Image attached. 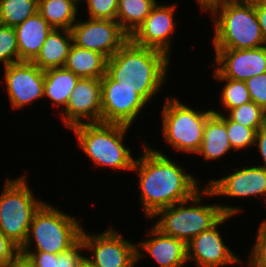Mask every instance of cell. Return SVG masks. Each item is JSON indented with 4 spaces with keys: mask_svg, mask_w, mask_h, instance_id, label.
<instances>
[{
    "mask_svg": "<svg viewBox=\"0 0 266 267\" xmlns=\"http://www.w3.org/2000/svg\"><path fill=\"white\" fill-rule=\"evenodd\" d=\"M86 3L90 19L116 20L119 0H80Z\"/></svg>",
    "mask_w": 266,
    "mask_h": 267,
    "instance_id": "31",
    "label": "cell"
},
{
    "mask_svg": "<svg viewBox=\"0 0 266 267\" xmlns=\"http://www.w3.org/2000/svg\"><path fill=\"white\" fill-rule=\"evenodd\" d=\"M64 67L80 78L101 79L106 74L107 58L72 44Z\"/></svg>",
    "mask_w": 266,
    "mask_h": 267,
    "instance_id": "23",
    "label": "cell"
},
{
    "mask_svg": "<svg viewBox=\"0 0 266 267\" xmlns=\"http://www.w3.org/2000/svg\"><path fill=\"white\" fill-rule=\"evenodd\" d=\"M27 177L6 178L0 193V229L19 248L26 242L34 214L45 203L33 195Z\"/></svg>",
    "mask_w": 266,
    "mask_h": 267,
    "instance_id": "7",
    "label": "cell"
},
{
    "mask_svg": "<svg viewBox=\"0 0 266 267\" xmlns=\"http://www.w3.org/2000/svg\"><path fill=\"white\" fill-rule=\"evenodd\" d=\"M251 100L266 109V72L245 81Z\"/></svg>",
    "mask_w": 266,
    "mask_h": 267,
    "instance_id": "32",
    "label": "cell"
},
{
    "mask_svg": "<svg viewBox=\"0 0 266 267\" xmlns=\"http://www.w3.org/2000/svg\"><path fill=\"white\" fill-rule=\"evenodd\" d=\"M176 9L177 3L166 5L157 2L129 39L138 46L156 49L171 57L172 36L177 28L174 15Z\"/></svg>",
    "mask_w": 266,
    "mask_h": 267,
    "instance_id": "14",
    "label": "cell"
},
{
    "mask_svg": "<svg viewBox=\"0 0 266 267\" xmlns=\"http://www.w3.org/2000/svg\"><path fill=\"white\" fill-rule=\"evenodd\" d=\"M215 79L218 80L221 83L223 82L224 85L221 86L222 91L220 92V101L221 106L223 109L220 112L217 111V109H213L212 111L216 114H226L230 109H233L235 107L241 106L243 104L249 103L251 100L249 91L246 87V84L244 81L239 80H233L230 78H224L222 77L215 69L212 73Z\"/></svg>",
    "mask_w": 266,
    "mask_h": 267,
    "instance_id": "26",
    "label": "cell"
},
{
    "mask_svg": "<svg viewBox=\"0 0 266 267\" xmlns=\"http://www.w3.org/2000/svg\"><path fill=\"white\" fill-rule=\"evenodd\" d=\"M29 257L35 267H58V254L43 251H20Z\"/></svg>",
    "mask_w": 266,
    "mask_h": 267,
    "instance_id": "35",
    "label": "cell"
},
{
    "mask_svg": "<svg viewBox=\"0 0 266 267\" xmlns=\"http://www.w3.org/2000/svg\"><path fill=\"white\" fill-rule=\"evenodd\" d=\"M101 122L133 126L149 104L132 88L120 86L107 73L101 78Z\"/></svg>",
    "mask_w": 266,
    "mask_h": 267,
    "instance_id": "10",
    "label": "cell"
},
{
    "mask_svg": "<svg viewBox=\"0 0 266 267\" xmlns=\"http://www.w3.org/2000/svg\"><path fill=\"white\" fill-rule=\"evenodd\" d=\"M161 110V134L167 145L179 153L195 154L199 151L205 122L213 109L195 110L179 98L166 96Z\"/></svg>",
    "mask_w": 266,
    "mask_h": 267,
    "instance_id": "8",
    "label": "cell"
},
{
    "mask_svg": "<svg viewBox=\"0 0 266 267\" xmlns=\"http://www.w3.org/2000/svg\"><path fill=\"white\" fill-rule=\"evenodd\" d=\"M1 80L8 93L12 110H23L27 105L44 98V70L32 62L21 61L3 67Z\"/></svg>",
    "mask_w": 266,
    "mask_h": 267,
    "instance_id": "11",
    "label": "cell"
},
{
    "mask_svg": "<svg viewBox=\"0 0 266 267\" xmlns=\"http://www.w3.org/2000/svg\"><path fill=\"white\" fill-rule=\"evenodd\" d=\"M214 66L222 77L246 81L266 72V45L253 49H214Z\"/></svg>",
    "mask_w": 266,
    "mask_h": 267,
    "instance_id": "17",
    "label": "cell"
},
{
    "mask_svg": "<svg viewBox=\"0 0 266 267\" xmlns=\"http://www.w3.org/2000/svg\"><path fill=\"white\" fill-rule=\"evenodd\" d=\"M79 79L80 77L65 67L44 70V98L59 108L60 113L66 107Z\"/></svg>",
    "mask_w": 266,
    "mask_h": 267,
    "instance_id": "22",
    "label": "cell"
},
{
    "mask_svg": "<svg viewBox=\"0 0 266 267\" xmlns=\"http://www.w3.org/2000/svg\"><path fill=\"white\" fill-rule=\"evenodd\" d=\"M80 0H38V13L54 29L70 30L78 20Z\"/></svg>",
    "mask_w": 266,
    "mask_h": 267,
    "instance_id": "24",
    "label": "cell"
},
{
    "mask_svg": "<svg viewBox=\"0 0 266 267\" xmlns=\"http://www.w3.org/2000/svg\"><path fill=\"white\" fill-rule=\"evenodd\" d=\"M148 230L149 237L136 245L137 263L144 256H150L159 267H186L187 244L184 241L163 234L154 225Z\"/></svg>",
    "mask_w": 266,
    "mask_h": 267,
    "instance_id": "18",
    "label": "cell"
},
{
    "mask_svg": "<svg viewBox=\"0 0 266 267\" xmlns=\"http://www.w3.org/2000/svg\"><path fill=\"white\" fill-rule=\"evenodd\" d=\"M84 244L80 239L73 247L69 250L58 254V267H77L80 260L85 256Z\"/></svg>",
    "mask_w": 266,
    "mask_h": 267,
    "instance_id": "33",
    "label": "cell"
},
{
    "mask_svg": "<svg viewBox=\"0 0 266 267\" xmlns=\"http://www.w3.org/2000/svg\"><path fill=\"white\" fill-rule=\"evenodd\" d=\"M19 252L20 248L0 229V267L6 266Z\"/></svg>",
    "mask_w": 266,
    "mask_h": 267,
    "instance_id": "34",
    "label": "cell"
},
{
    "mask_svg": "<svg viewBox=\"0 0 266 267\" xmlns=\"http://www.w3.org/2000/svg\"><path fill=\"white\" fill-rule=\"evenodd\" d=\"M225 124L230 145L234 151L240 152L241 149L255 147V135L257 132L255 129L247 128L237 122H233L226 115Z\"/></svg>",
    "mask_w": 266,
    "mask_h": 267,
    "instance_id": "29",
    "label": "cell"
},
{
    "mask_svg": "<svg viewBox=\"0 0 266 267\" xmlns=\"http://www.w3.org/2000/svg\"><path fill=\"white\" fill-rule=\"evenodd\" d=\"M72 44L71 30L53 28L31 62L42 70L64 67Z\"/></svg>",
    "mask_w": 266,
    "mask_h": 267,
    "instance_id": "21",
    "label": "cell"
},
{
    "mask_svg": "<svg viewBox=\"0 0 266 267\" xmlns=\"http://www.w3.org/2000/svg\"><path fill=\"white\" fill-rule=\"evenodd\" d=\"M264 109L253 101L230 109L225 115L233 122L258 131L264 126Z\"/></svg>",
    "mask_w": 266,
    "mask_h": 267,
    "instance_id": "28",
    "label": "cell"
},
{
    "mask_svg": "<svg viewBox=\"0 0 266 267\" xmlns=\"http://www.w3.org/2000/svg\"><path fill=\"white\" fill-rule=\"evenodd\" d=\"M4 267H35L28 256L18 253L6 266Z\"/></svg>",
    "mask_w": 266,
    "mask_h": 267,
    "instance_id": "39",
    "label": "cell"
},
{
    "mask_svg": "<svg viewBox=\"0 0 266 267\" xmlns=\"http://www.w3.org/2000/svg\"><path fill=\"white\" fill-rule=\"evenodd\" d=\"M207 13L213 23L214 49H253L265 45L254 3H223Z\"/></svg>",
    "mask_w": 266,
    "mask_h": 267,
    "instance_id": "5",
    "label": "cell"
},
{
    "mask_svg": "<svg viewBox=\"0 0 266 267\" xmlns=\"http://www.w3.org/2000/svg\"><path fill=\"white\" fill-rule=\"evenodd\" d=\"M77 267H95L92 262L87 258V254L80 260Z\"/></svg>",
    "mask_w": 266,
    "mask_h": 267,
    "instance_id": "41",
    "label": "cell"
},
{
    "mask_svg": "<svg viewBox=\"0 0 266 267\" xmlns=\"http://www.w3.org/2000/svg\"><path fill=\"white\" fill-rule=\"evenodd\" d=\"M143 145V152L133 164L138 174L139 202L143 214L150 219L161 209L188 200L199 188L198 178L187 173L180 163L168 157L154 146Z\"/></svg>",
    "mask_w": 266,
    "mask_h": 267,
    "instance_id": "1",
    "label": "cell"
},
{
    "mask_svg": "<svg viewBox=\"0 0 266 267\" xmlns=\"http://www.w3.org/2000/svg\"><path fill=\"white\" fill-rule=\"evenodd\" d=\"M258 0H221V4L223 3H255Z\"/></svg>",
    "mask_w": 266,
    "mask_h": 267,
    "instance_id": "43",
    "label": "cell"
},
{
    "mask_svg": "<svg viewBox=\"0 0 266 267\" xmlns=\"http://www.w3.org/2000/svg\"><path fill=\"white\" fill-rule=\"evenodd\" d=\"M131 127L112 123H83L73 126L76 148L86 154L96 167L132 171L135 158L124 136Z\"/></svg>",
    "mask_w": 266,
    "mask_h": 267,
    "instance_id": "4",
    "label": "cell"
},
{
    "mask_svg": "<svg viewBox=\"0 0 266 267\" xmlns=\"http://www.w3.org/2000/svg\"><path fill=\"white\" fill-rule=\"evenodd\" d=\"M171 60L165 53L130 39L107 59L106 73L120 86L132 88L147 103L161 92Z\"/></svg>",
    "mask_w": 266,
    "mask_h": 267,
    "instance_id": "2",
    "label": "cell"
},
{
    "mask_svg": "<svg viewBox=\"0 0 266 267\" xmlns=\"http://www.w3.org/2000/svg\"><path fill=\"white\" fill-rule=\"evenodd\" d=\"M52 29L38 12L16 26L19 62H31L39 53Z\"/></svg>",
    "mask_w": 266,
    "mask_h": 267,
    "instance_id": "19",
    "label": "cell"
},
{
    "mask_svg": "<svg viewBox=\"0 0 266 267\" xmlns=\"http://www.w3.org/2000/svg\"><path fill=\"white\" fill-rule=\"evenodd\" d=\"M264 125L266 126V109L264 110Z\"/></svg>",
    "mask_w": 266,
    "mask_h": 267,
    "instance_id": "45",
    "label": "cell"
},
{
    "mask_svg": "<svg viewBox=\"0 0 266 267\" xmlns=\"http://www.w3.org/2000/svg\"><path fill=\"white\" fill-rule=\"evenodd\" d=\"M70 30L73 44L103 54L107 59L129 40L116 20L78 19Z\"/></svg>",
    "mask_w": 266,
    "mask_h": 267,
    "instance_id": "12",
    "label": "cell"
},
{
    "mask_svg": "<svg viewBox=\"0 0 266 267\" xmlns=\"http://www.w3.org/2000/svg\"><path fill=\"white\" fill-rule=\"evenodd\" d=\"M38 12V0H0V24L16 27Z\"/></svg>",
    "mask_w": 266,
    "mask_h": 267,
    "instance_id": "27",
    "label": "cell"
},
{
    "mask_svg": "<svg viewBox=\"0 0 266 267\" xmlns=\"http://www.w3.org/2000/svg\"><path fill=\"white\" fill-rule=\"evenodd\" d=\"M84 228L80 239L85 253L90 252L87 258L95 267H136V244L124 238L112 225L96 234L87 233Z\"/></svg>",
    "mask_w": 266,
    "mask_h": 267,
    "instance_id": "9",
    "label": "cell"
},
{
    "mask_svg": "<svg viewBox=\"0 0 266 267\" xmlns=\"http://www.w3.org/2000/svg\"><path fill=\"white\" fill-rule=\"evenodd\" d=\"M101 98V79L80 78L59 113L67 130L83 123L101 122Z\"/></svg>",
    "mask_w": 266,
    "mask_h": 267,
    "instance_id": "15",
    "label": "cell"
},
{
    "mask_svg": "<svg viewBox=\"0 0 266 267\" xmlns=\"http://www.w3.org/2000/svg\"><path fill=\"white\" fill-rule=\"evenodd\" d=\"M254 245L248 258H266V219H263L256 231Z\"/></svg>",
    "mask_w": 266,
    "mask_h": 267,
    "instance_id": "36",
    "label": "cell"
},
{
    "mask_svg": "<svg viewBox=\"0 0 266 267\" xmlns=\"http://www.w3.org/2000/svg\"><path fill=\"white\" fill-rule=\"evenodd\" d=\"M232 215H225L211 229L195 236L187 243L188 264L193 261L195 267H227L242 265L243 260L230 248L219 232L221 225L226 223Z\"/></svg>",
    "mask_w": 266,
    "mask_h": 267,
    "instance_id": "13",
    "label": "cell"
},
{
    "mask_svg": "<svg viewBox=\"0 0 266 267\" xmlns=\"http://www.w3.org/2000/svg\"><path fill=\"white\" fill-rule=\"evenodd\" d=\"M254 264L260 267H266V258H249Z\"/></svg>",
    "mask_w": 266,
    "mask_h": 267,
    "instance_id": "42",
    "label": "cell"
},
{
    "mask_svg": "<svg viewBox=\"0 0 266 267\" xmlns=\"http://www.w3.org/2000/svg\"><path fill=\"white\" fill-rule=\"evenodd\" d=\"M157 0H119L116 21L130 37L143 23Z\"/></svg>",
    "mask_w": 266,
    "mask_h": 267,
    "instance_id": "25",
    "label": "cell"
},
{
    "mask_svg": "<svg viewBox=\"0 0 266 267\" xmlns=\"http://www.w3.org/2000/svg\"><path fill=\"white\" fill-rule=\"evenodd\" d=\"M202 12H207L212 6L221 4V0H195Z\"/></svg>",
    "mask_w": 266,
    "mask_h": 267,
    "instance_id": "40",
    "label": "cell"
},
{
    "mask_svg": "<svg viewBox=\"0 0 266 267\" xmlns=\"http://www.w3.org/2000/svg\"><path fill=\"white\" fill-rule=\"evenodd\" d=\"M247 265V267H260V266H257L256 264H254L249 258H248V260H247V263H246ZM245 266V267H246ZM241 267H244V266H241Z\"/></svg>",
    "mask_w": 266,
    "mask_h": 267,
    "instance_id": "44",
    "label": "cell"
},
{
    "mask_svg": "<svg viewBox=\"0 0 266 267\" xmlns=\"http://www.w3.org/2000/svg\"><path fill=\"white\" fill-rule=\"evenodd\" d=\"M243 166L219 179L209 180L206 186L215 197L241 199L257 196L266 201V168L257 164Z\"/></svg>",
    "mask_w": 266,
    "mask_h": 267,
    "instance_id": "16",
    "label": "cell"
},
{
    "mask_svg": "<svg viewBox=\"0 0 266 267\" xmlns=\"http://www.w3.org/2000/svg\"><path fill=\"white\" fill-rule=\"evenodd\" d=\"M18 62L19 51L15 28L0 24V64L5 67Z\"/></svg>",
    "mask_w": 266,
    "mask_h": 267,
    "instance_id": "30",
    "label": "cell"
},
{
    "mask_svg": "<svg viewBox=\"0 0 266 267\" xmlns=\"http://www.w3.org/2000/svg\"><path fill=\"white\" fill-rule=\"evenodd\" d=\"M254 6L261 33L266 45V0H258L254 3Z\"/></svg>",
    "mask_w": 266,
    "mask_h": 267,
    "instance_id": "38",
    "label": "cell"
},
{
    "mask_svg": "<svg viewBox=\"0 0 266 267\" xmlns=\"http://www.w3.org/2000/svg\"><path fill=\"white\" fill-rule=\"evenodd\" d=\"M66 213L45 202L34 214L26 242L20 251L60 254L73 247L80 240L84 226L79 218Z\"/></svg>",
    "mask_w": 266,
    "mask_h": 267,
    "instance_id": "6",
    "label": "cell"
},
{
    "mask_svg": "<svg viewBox=\"0 0 266 267\" xmlns=\"http://www.w3.org/2000/svg\"><path fill=\"white\" fill-rule=\"evenodd\" d=\"M259 150L260 157L262 159L261 165L266 168V126H262L255 135V145Z\"/></svg>",
    "mask_w": 266,
    "mask_h": 267,
    "instance_id": "37",
    "label": "cell"
},
{
    "mask_svg": "<svg viewBox=\"0 0 266 267\" xmlns=\"http://www.w3.org/2000/svg\"><path fill=\"white\" fill-rule=\"evenodd\" d=\"M234 151L230 145L225 124V114L212 113L205 122L202 144L196 155L204 161L218 160Z\"/></svg>",
    "mask_w": 266,
    "mask_h": 267,
    "instance_id": "20",
    "label": "cell"
},
{
    "mask_svg": "<svg viewBox=\"0 0 266 267\" xmlns=\"http://www.w3.org/2000/svg\"><path fill=\"white\" fill-rule=\"evenodd\" d=\"M203 189V190H202ZM215 197L205 185L188 200L159 210L153 217V225L163 234L184 241L186 244L195 236L215 226L225 215L241 214V207L225 204H202L203 199ZM160 217V218H158Z\"/></svg>",
    "mask_w": 266,
    "mask_h": 267,
    "instance_id": "3",
    "label": "cell"
}]
</instances>
